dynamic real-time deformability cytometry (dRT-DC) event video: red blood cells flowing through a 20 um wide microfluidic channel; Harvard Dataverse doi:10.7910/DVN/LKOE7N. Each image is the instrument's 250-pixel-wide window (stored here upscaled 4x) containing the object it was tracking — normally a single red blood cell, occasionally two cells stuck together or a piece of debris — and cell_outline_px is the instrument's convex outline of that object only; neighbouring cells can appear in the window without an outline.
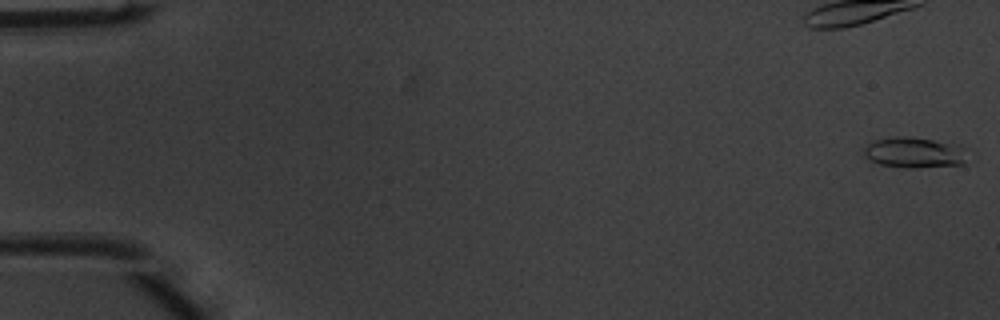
{"species": "common noctule bat (a hibernating species)", "species_latin": "Nyctalus noctula", "temperature_condition": "warm", "stored_images_in_passage": 51, "camera_frame_rate_fps": 3000, "um_per_image_px": 0.085, "animal": {"sex": "male", "body_mass_g": 20.1, "forearm_length_mm": 53.5}, "frame": {"image": 1, "passage_image": 1, "time_ms": 0.0, "image_size_px": [1000, 320], "cell_outline_px": [[964, 164], [916, 168], [904, 168], [880, 164], [872, 160], [864, 152], [864, 148], [872, 140], [892, 136], [908, 136], [952, 140], [964, 144]], "centroid_in_image_um": [77.8, 12.92], "position_along_channel_um": 7.2, "area_um2": 19.13}, "authors_computed_cell_mechanics": {"area_um2": 17.2822, "velocity_mm_per_s": 4.0431, "shape_relaxation_time_tau1_ms": 5.3307, "shape_relaxation_time_tau2_ms": 1.5947, "deformation_change_tau1": 0.2132, "deformation_change_tau2": 0.0963}}